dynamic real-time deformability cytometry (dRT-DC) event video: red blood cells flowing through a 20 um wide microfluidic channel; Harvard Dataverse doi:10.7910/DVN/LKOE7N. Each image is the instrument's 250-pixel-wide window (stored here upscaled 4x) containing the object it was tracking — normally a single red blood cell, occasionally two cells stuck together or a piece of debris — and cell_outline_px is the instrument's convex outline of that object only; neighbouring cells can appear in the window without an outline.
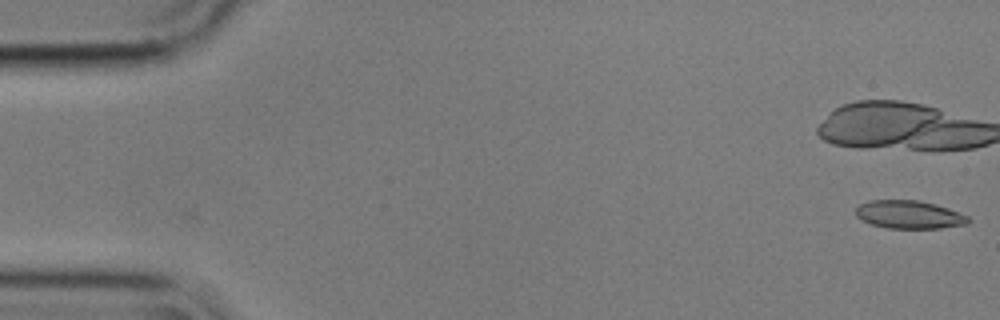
{"species": "common noctule bat (a hibernating species)", "species_latin": "Nyctalus noctula", "temperature_condition": "cold", "stored_images_in_passage": 10, "camera_frame_rate_fps": 3000, "um_per_image_px": 0.085, "animal": {"sex": "male", "body_mass_g": 17.9}, "frame": {"image": 1, "passage_image": 1, "time_ms": 0.0, "image_size_px": [1000, 320], "cell_outline_px": [[972, 220], [968, 224], [940, 228], [888, 228], [872, 224], [856, 216], [856, 208], [860, 204], [868, 200], [920, 200], [948, 208], [968, 216]], "centroid_in_image_um": [77.3, 18.23], "position_along_channel_um": 7.7, "area_um2": 18.38}}